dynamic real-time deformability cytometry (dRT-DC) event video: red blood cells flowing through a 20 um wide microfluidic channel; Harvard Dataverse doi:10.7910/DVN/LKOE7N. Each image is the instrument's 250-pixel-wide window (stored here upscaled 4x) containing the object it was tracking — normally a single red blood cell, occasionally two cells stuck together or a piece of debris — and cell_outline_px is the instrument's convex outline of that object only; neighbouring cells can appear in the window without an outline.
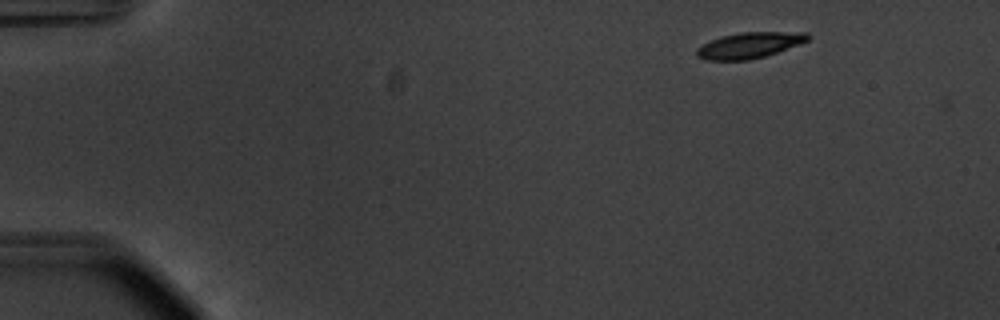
{"species": "common noctule bat (a hibernating species)", "species_latin": "Nyctalus noctula", "temperature_condition": "warm", "stored_images_in_passage": 2, "camera_frame_rate_fps": 3000, "um_per_image_px": 0.085, "animal": {"sex": "male", "body_mass_g": 20.1, "forearm_length_mm": 53.5}, "frame": {"image": 1, "passage_image": 1, "time_ms": 0.0, "image_size_px": [1000, 320], "cell_outline_px": [[808, 40], [776, 52], [764, 56], [748, 60], [708, 60], [696, 56], [696, 48], [712, 40], [724, 36], [740, 32], [808, 32]], "centroid_in_image_um": [63.67, 3.84], "position_along_channel_um": 21.3, "area_um2": 16.36}}